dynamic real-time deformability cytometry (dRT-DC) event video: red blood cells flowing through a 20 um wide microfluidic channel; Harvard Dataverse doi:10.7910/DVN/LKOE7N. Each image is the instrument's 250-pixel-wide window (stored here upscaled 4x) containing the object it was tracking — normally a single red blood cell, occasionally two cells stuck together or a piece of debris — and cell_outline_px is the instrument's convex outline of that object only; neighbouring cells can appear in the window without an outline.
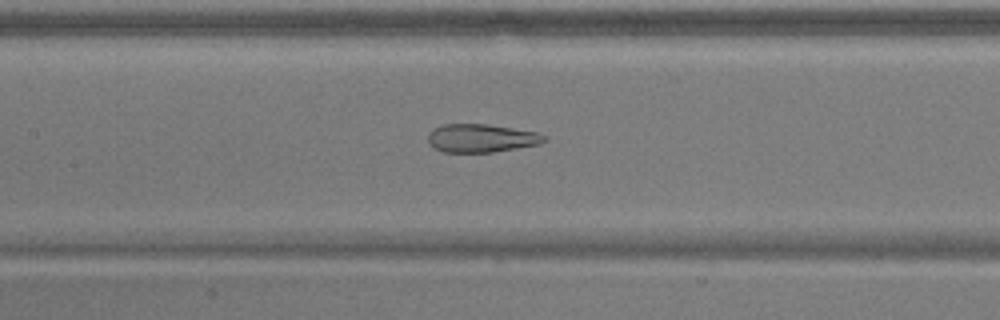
{"species": "common noctule bat (a hibernating species)", "species_latin": "Nyctalus noctula", "temperature_condition": "warm", "stored_images_in_passage": 51, "camera_frame_rate_fps": 3000, "um_per_image_px": 0.085, "animal": {"sex": "male", "body_mass_g": 17.9}, "frame": {"image": 1, "passage_image": 21, "time_ms": 6.667, "image_size_px": [1000, 320], "cell_outline_px": [[548, 140], [540, 144], [492, 152], [444, 152], [432, 148], [428, 144], [428, 132], [432, 128], [444, 124], [488, 124], [536, 132], [548, 136]], "centroid_in_image_um": [40.88, 11.74], "position_along_channel_um": 166.5, "area_um2": 19.36}}
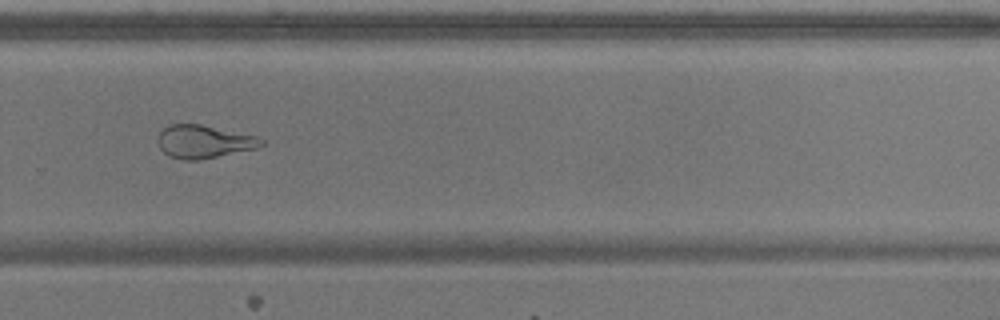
{"frame": {"image": 2, "passage_image": 33, "time_ms": 10.667, "image_size_px": [1000, 320], "cell_outline_px": [[264, 144], [256, 148], [200, 160], [184, 160], [168, 156], [160, 148], [156, 140], [156, 136], [164, 128], [172, 124], [200, 124], [256, 136], [264, 140]], "centroid_in_image_um": [17.29, 12.04], "position_along_channel_um": 312.5, "area_um2": 19.88}}
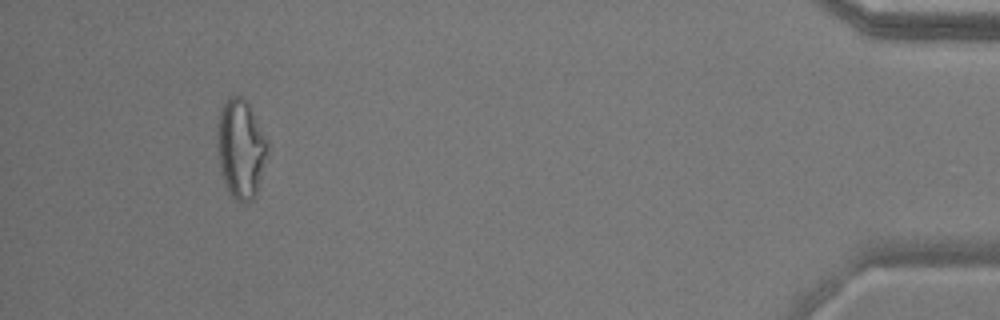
{"frame": {"image": 3, "passage_image": 47, "time_ms": 15.333, "image_size_px": [1000, 320], "cell_outline_px": [[268, 152], [256, 196], [252, 200], [244, 204], [236, 200], [232, 196], [224, 184], [216, 144], [216, 136], [220, 112], [228, 96], [240, 96], [248, 100], [268, 140]], "centroid_in_image_um": [20.48, 12.63], "position_along_channel_um": 414.7, "area_um2": 29.42}, "authors_computed_cell_mechanics": {"area_um2": 25.2586, "velocity_mm_per_s": 3.6603, "shape_relaxation_time_tau1_ms": null, "shape_relaxation_time_tau2_ms": 1.5025, "deformation_change_tau1": null, "deformation_change_tau2": 0.0904}}